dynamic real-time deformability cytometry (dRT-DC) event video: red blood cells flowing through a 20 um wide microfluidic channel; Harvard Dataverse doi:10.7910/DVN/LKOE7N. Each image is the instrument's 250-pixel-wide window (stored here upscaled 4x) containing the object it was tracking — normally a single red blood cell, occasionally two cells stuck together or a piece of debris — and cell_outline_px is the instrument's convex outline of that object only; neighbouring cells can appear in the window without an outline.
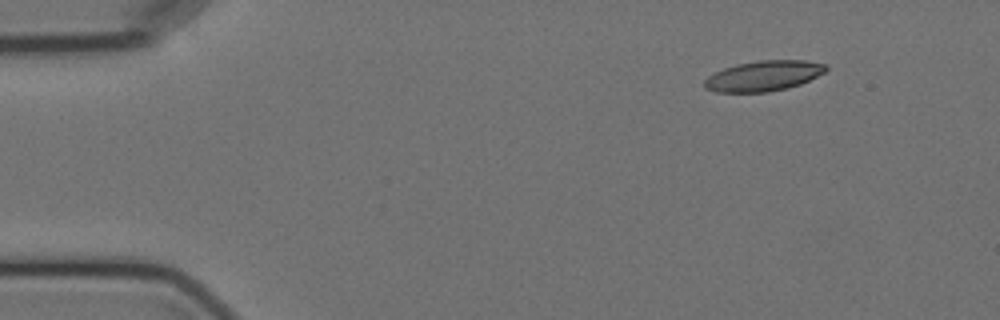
{"species": "Egyptian fruit bat (a non-hibernating species)", "species_latin": "Rousettus aegyptiacus", "temperature_condition": "cold", "stored_images_in_passage": 3, "camera_frame_rate_fps": 3000, "um_per_image_px": 0.085, "animal": {"sex": "female"}, "frame": {"image": 1, "passage_image": 1, "time_ms": 0.0, "image_size_px": [1000, 320], "cell_outline_px": [[828, 68], [824, 72], [800, 84], [788, 88], [768, 92], [716, 92], [704, 88], [704, 80], [708, 76], [724, 68], [736, 64], [760, 60], [804, 60], [828, 64]], "centroid_in_image_um": [64.9, 6.45], "position_along_channel_um": 20.1, "area_um2": 21.5}}